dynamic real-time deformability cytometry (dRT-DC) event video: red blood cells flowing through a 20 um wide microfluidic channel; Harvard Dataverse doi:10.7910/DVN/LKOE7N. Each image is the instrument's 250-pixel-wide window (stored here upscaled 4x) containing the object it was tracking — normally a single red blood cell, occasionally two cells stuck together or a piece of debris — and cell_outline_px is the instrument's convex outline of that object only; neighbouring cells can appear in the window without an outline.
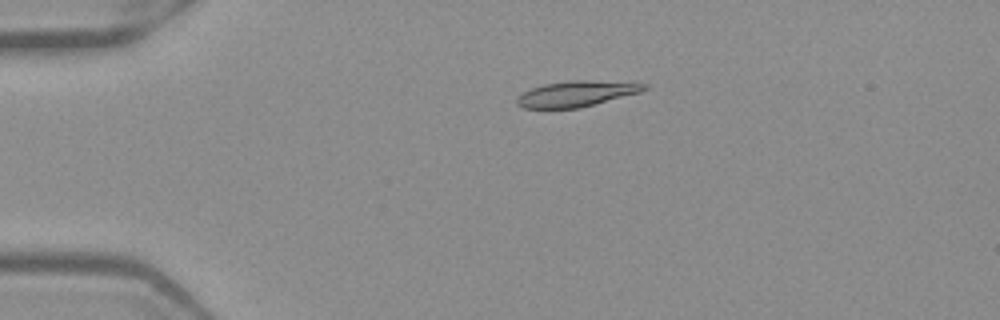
{"species": "Egyptian fruit bat (a non-hibernating species)", "species_latin": "Rousettus aegyptiacus", "temperature_condition": "warm", "stored_images_in_passage": 43, "camera_frame_rate_fps": 3000, "um_per_image_px": 0.085, "frame": {"image": 1, "passage_image": 3, "time_ms": 0.667, "image_size_px": [1000, 320], "cell_outline_px": [[648, 88], [640, 92], [580, 108], [524, 108], [516, 104], [516, 96], [532, 88], [544, 84], [568, 80], [588, 80], [648, 84]], "centroid_in_image_um": [48.96, 7.97], "position_along_channel_um": 36.0, "area_um2": 18.96}}
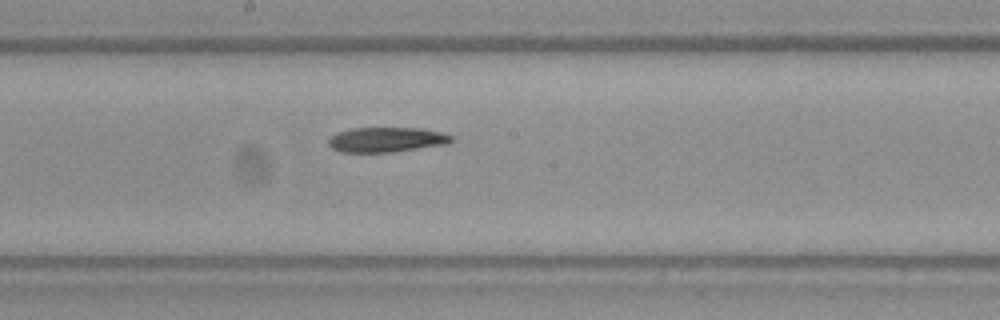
{"frame": {"image": 2, "passage_image": 20, "time_ms": 6.333, "image_size_px": [1000, 320], "cell_outline_px": [[456, 140], [448, 144], [392, 152], [340, 152], [332, 148], [328, 144], [328, 140], [336, 132], [352, 128], [420, 128], [440, 132], [452, 136]], "centroid_in_image_um": [32.86, 11.87], "position_along_channel_um": 215.3, "area_um2": 17.92}}
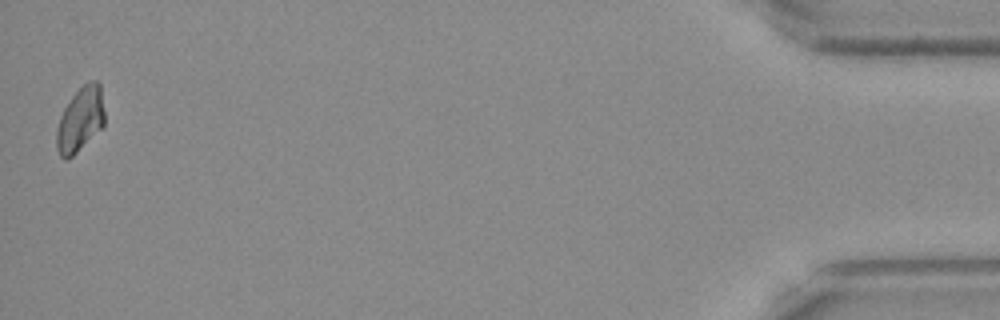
{"frame": {"image": 3, "passage_image": 43, "time_ms": 14.0, "image_size_px": [1000, 320], "cell_outline_px": [[104, 124], [68, 160], [64, 160], [60, 156], [56, 148], [56, 128], [60, 116], [64, 108], [72, 96], [88, 80], [96, 80], [100, 84], [104, 112]], "centroid_in_image_um": [6.8, 10.15], "position_along_channel_um": 428.4, "area_um2": 17.86}}